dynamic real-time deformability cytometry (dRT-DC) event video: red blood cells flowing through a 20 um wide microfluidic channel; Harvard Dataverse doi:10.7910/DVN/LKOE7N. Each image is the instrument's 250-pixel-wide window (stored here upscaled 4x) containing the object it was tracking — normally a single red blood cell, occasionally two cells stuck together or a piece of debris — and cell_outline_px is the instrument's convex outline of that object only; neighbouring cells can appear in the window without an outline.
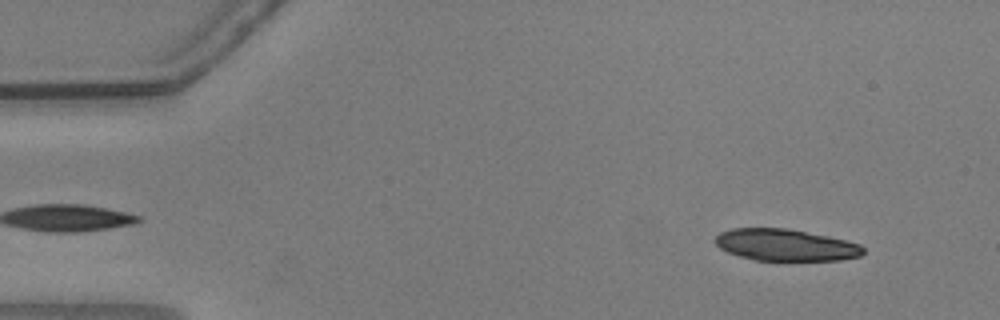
{"species": "common noctule bat (a hibernating species)", "species_latin": "Nyctalus noctula", "temperature_condition": "warm", "stored_images_in_passage": 17, "camera_frame_rate_fps": 3000, "um_per_image_px": 0.085, "animal": {"sex": "male", "body_mass_g": 20.5, "forearm_length_mm": 52.5}, "frame": {"image": 1, "passage_image": 5, "time_ms": 1.333, "image_size_px": [1000, 320], "cell_outline_px": [[864, 252], [860, 256], [840, 260], [756, 260], [740, 256], [728, 252], [720, 248], [712, 240], [720, 232], [732, 228], [784, 228], [828, 236], [860, 244], [864, 248]], "centroid_in_image_um": [66.74, 20.82], "position_along_channel_um": 18.3, "area_um2": 27.22}}